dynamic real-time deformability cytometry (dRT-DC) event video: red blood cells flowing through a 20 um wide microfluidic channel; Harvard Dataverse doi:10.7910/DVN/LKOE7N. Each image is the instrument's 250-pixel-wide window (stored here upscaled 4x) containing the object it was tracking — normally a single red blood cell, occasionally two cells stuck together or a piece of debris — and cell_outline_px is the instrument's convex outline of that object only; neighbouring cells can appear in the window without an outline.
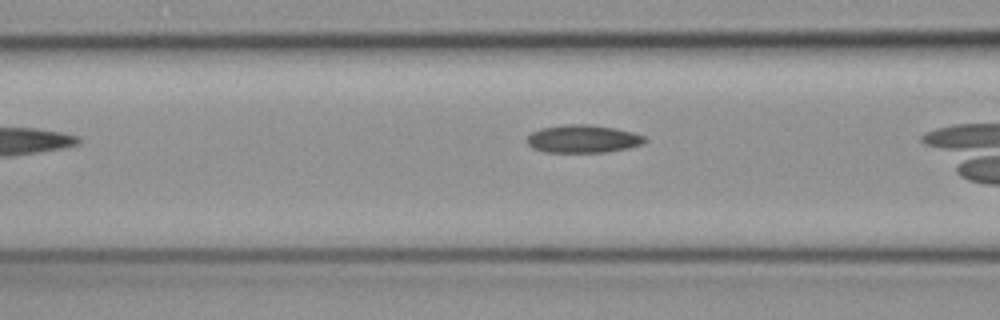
{"species": "common noctule bat (a hibernating species)", "species_latin": "Nyctalus noctula", "temperature_condition": "cold", "stored_images_in_passage": 6, "camera_frame_rate_fps": 3000, "um_per_image_px": 0.085, "animal": {"sex": "female", "body_mass_g": 19.3, "forearm_length_mm": 54.1}, "frame": {"image": 1, "passage_image": 5, "time_ms": 1.333, "image_size_px": [1000, 320], "cell_outline_px": [[648, 140], [640, 144], [628, 148], [604, 152], [544, 152], [532, 148], [528, 144], [528, 136], [532, 132], [540, 128], [564, 124], [588, 124], [616, 128], [632, 132], [644, 136]], "centroid_in_image_um": [49.53, 11.8], "position_along_channel_um": 117.1, "area_um2": 19.13}}